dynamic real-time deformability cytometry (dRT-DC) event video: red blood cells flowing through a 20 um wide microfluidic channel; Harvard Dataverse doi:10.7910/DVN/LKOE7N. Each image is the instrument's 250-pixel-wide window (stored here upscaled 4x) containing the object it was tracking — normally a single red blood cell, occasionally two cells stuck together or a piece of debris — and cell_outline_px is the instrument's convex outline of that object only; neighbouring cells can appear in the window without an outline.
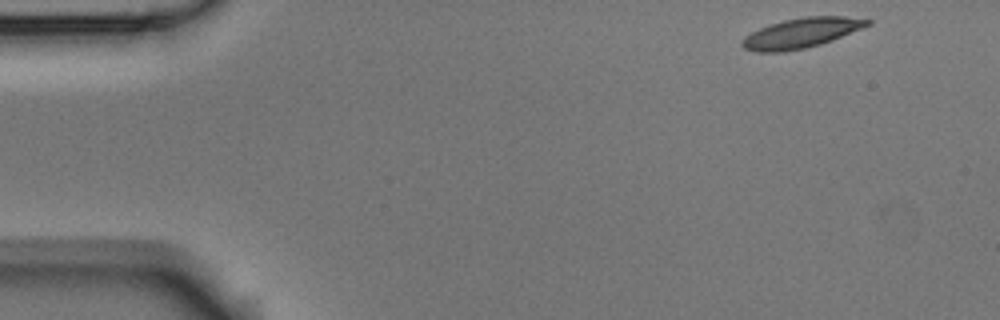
{"species": "Egyptian fruit bat (a non-hibernating species)", "species_latin": "Rousettus aegyptiacus", "temperature_condition": "room temperature", "stored_images_in_passage": 50, "camera_frame_rate_fps": 3000, "um_per_image_px": 0.085, "animal": {"sex": "male"}, "frame": {"image": 1, "passage_image": 1, "time_ms": 0.0, "image_size_px": [1000, 320], "cell_outline_px": [[872, 24], [832, 40], [820, 44], [804, 48], [780, 52], [756, 52], [744, 48], [740, 44], [740, 40], [744, 36], [760, 28], [784, 20], [804, 16], [844, 16], [872, 20]], "centroid_in_image_um": [68.1, 2.8], "position_along_channel_um": 16.9, "area_um2": 21.73}}
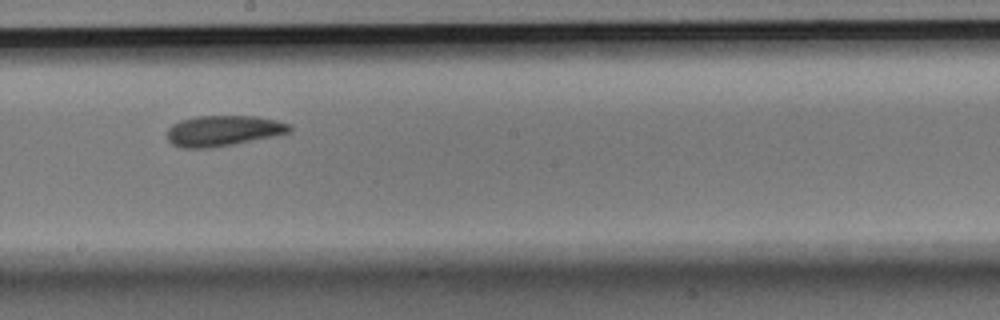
{"frame": {"image": 2, "passage_image": 26, "time_ms": 8.333, "image_size_px": [1000, 320], "cell_outline_px": [[292, 128], [288, 132], [276, 136], [232, 144], [208, 148], [180, 148], [172, 144], [168, 140], [168, 128], [172, 124], [180, 120], [196, 116], [256, 116], [276, 120], [288, 124]], "centroid_in_image_um": [18.94, 11.11], "position_along_channel_um": 229.3, "area_um2": 21.79}}
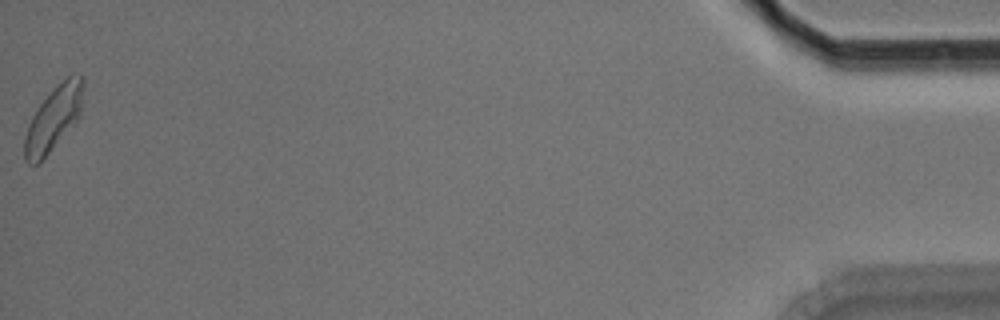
{"frame": {"image": 3, "passage_image": 50, "time_ms": 16.333, "image_size_px": [1000, 320], "cell_outline_px": [[84, 84], [80, 116], [48, 152], [36, 164], [28, 164], [24, 160], [24, 136], [28, 124], [32, 116], [40, 104], [56, 84], [68, 76], [84, 76]], "centroid_in_image_um": [4.54, 10.04], "position_along_channel_um": 430.7, "area_um2": 21.56}, "authors_computed_cell_mechanics": {"area_um2": 21.4727, "velocity_mm_per_s": 3.7313, "shape_relaxation_time_tau1_ms": 4.8904, "shape_relaxation_time_tau2_ms": 3.5869, "deformation_change_tau1": 0.1392, "deformation_change_tau2": 0.0998}}